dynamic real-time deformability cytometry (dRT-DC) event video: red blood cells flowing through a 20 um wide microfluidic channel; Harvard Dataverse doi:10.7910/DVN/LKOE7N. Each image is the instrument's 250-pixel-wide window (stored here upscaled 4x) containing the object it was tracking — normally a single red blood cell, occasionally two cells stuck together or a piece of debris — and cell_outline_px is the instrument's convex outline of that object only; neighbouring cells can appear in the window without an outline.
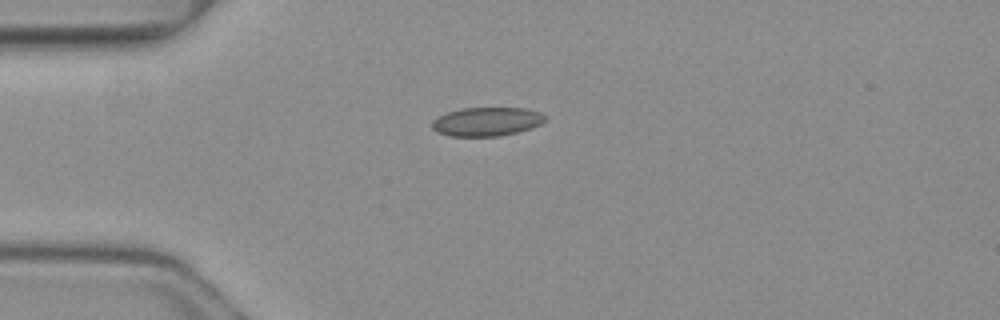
{"species": "common noctule bat (a hibernating species)", "species_latin": "Nyctalus noctula", "temperature_condition": "warm", "stored_images_in_passage": 2, "camera_frame_rate_fps": 3000, "um_per_image_px": 0.085, "animal": {"sex": "female", "body_mass_g": 19.3, "forearm_length_mm": 54.1}, "frame": {"image": 1, "passage_image": 1, "time_ms": 0.0, "image_size_px": [1000, 320], "cell_outline_px": [[548, 116], [540, 124], [516, 132], [500, 136], [448, 136], [436, 132], [432, 128], [432, 120], [436, 116], [460, 108], [524, 108], [540, 112]], "centroid_in_image_um": [41.32, 10.33], "position_along_channel_um": 43.7, "area_um2": 19.02}}
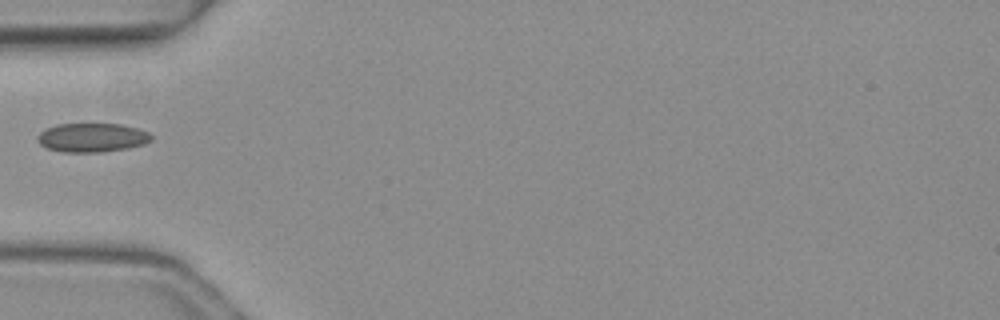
{"frame": {"image": 2, "passage_image": 2, "time_ms": 0.333, "image_size_px": [1000, 320], "cell_outline_px": [[152, 140], [144, 144], [128, 148], [100, 152], [64, 152], [48, 148], [40, 144], [36, 140], [36, 136], [44, 128], [56, 124], [120, 124], [136, 128], [148, 132], [152, 136]], "centroid_in_image_um": [7.79, 11.69], "position_along_channel_um": 77.2, "area_um2": 19.25}}